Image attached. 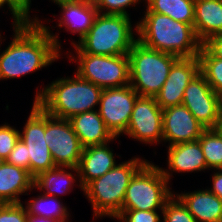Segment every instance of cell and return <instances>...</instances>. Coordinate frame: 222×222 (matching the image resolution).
<instances>
[{
	"label": "cell",
	"mask_w": 222,
	"mask_h": 222,
	"mask_svg": "<svg viewBox=\"0 0 222 222\" xmlns=\"http://www.w3.org/2000/svg\"><path fill=\"white\" fill-rule=\"evenodd\" d=\"M6 162L26 169L30 173V160L27 158V146L21 139L18 140L10 152Z\"/></svg>",
	"instance_id": "cell-33"
},
{
	"label": "cell",
	"mask_w": 222,
	"mask_h": 222,
	"mask_svg": "<svg viewBox=\"0 0 222 222\" xmlns=\"http://www.w3.org/2000/svg\"><path fill=\"white\" fill-rule=\"evenodd\" d=\"M219 128H220V130L222 131V119H221Z\"/></svg>",
	"instance_id": "cell-41"
},
{
	"label": "cell",
	"mask_w": 222,
	"mask_h": 222,
	"mask_svg": "<svg viewBox=\"0 0 222 222\" xmlns=\"http://www.w3.org/2000/svg\"><path fill=\"white\" fill-rule=\"evenodd\" d=\"M174 194L197 222H222V200L207 188Z\"/></svg>",
	"instance_id": "cell-20"
},
{
	"label": "cell",
	"mask_w": 222,
	"mask_h": 222,
	"mask_svg": "<svg viewBox=\"0 0 222 222\" xmlns=\"http://www.w3.org/2000/svg\"><path fill=\"white\" fill-rule=\"evenodd\" d=\"M147 161L145 158L132 157L83 188V194L91 203L95 219H102L103 216L114 219L120 213L131 178Z\"/></svg>",
	"instance_id": "cell-5"
},
{
	"label": "cell",
	"mask_w": 222,
	"mask_h": 222,
	"mask_svg": "<svg viewBox=\"0 0 222 222\" xmlns=\"http://www.w3.org/2000/svg\"><path fill=\"white\" fill-rule=\"evenodd\" d=\"M92 2L96 6L98 13L120 14L130 17L126 8L136 7L141 0H92Z\"/></svg>",
	"instance_id": "cell-29"
},
{
	"label": "cell",
	"mask_w": 222,
	"mask_h": 222,
	"mask_svg": "<svg viewBox=\"0 0 222 222\" xmlns=\"http://www.w3.org/2000/svg\"><path fill=\"white\" fill-rule=\"evenodd\" d=\"M193 27L202 44L222 34V0H195Z\"/></svg>",
	"instance_id": "cell-22"
},
{
	"label": "cell",
	"mask_w": 222,
	"mask_h": 222,
	"mask_svg": "<svg viewBox=\"0 0 222 222\" xmlns=\"http://www.w3.org/2000/svg\"><path fill=\"white\" fill-rule=\"evenodd\" d=\"M27 21H33L30 16L31 0H7Z\"/></svg>",
	"instance_id": "cell-35"
},
{
	"label": "cell",
	"mask_w": 222,
	"mask_h": 222,
	"mask_svg": "<svg viewBox=\"0 0 222 222\" xmlns=\"http://www.w3.org/2000/svg\"><path fill=\"white\" fill-rule=\"evenodd\" d=\"M44 135L56 166L78 168L84 147L68 119L45 112Z\"/></svg>",
	"instance_id": "cell-9"
},
{
	"label": "cell",
	"mask_w": 222,
	"mask_h": 222,
	"mask_svg": "<svg viewBox=\"0 0 222 222\" xmlns=\"http://www.w3.org/2000/svg\"><path fill=\"white\" fill-rule=\"evenodd\" d=\"M163 110L155 97L139 96L135 101L127 130L123 133L143 144L163 142Z\"/></svg>",
	"instance_id": "cell-12"
},
{
	"label": "cell",
	"mask_w": 222,
	"mask_h": 222,
	"mask_svg": "<svg viewBox=\"0 0 222 222\" xmlns=\"http://www.w3.org/2000/svg\"><path fill=\"white\" fill-rule=\"evenodd\" d=\"M159 212L162 214V210H120L114 219L119 222H162V215L158 214Z\"/></svg>",
	"instance_id": "cell-31"
},
{
	"label": "cell",
	"mask_w": 222,
	"mask_h": 222,
	"mask_svg": "<svg viewBox=\"0 0 222 222\" xmlns=\"http://www.w3.org/2000/svg\"><path fill=\"white\" fill-rule=\"evenodd\" d=\"M212 177V186L208 188L222 200V169H215ZM217 171V172H216Z\"/></svg>",
	"instance_id": "cell-36"
},
{
	"label": "cell",
	"mask_w": 222,
	"mask_h": 222,
	"mask_svg": "<svg viewBox=\"0 0 222 222\" xmlns=\"http://www.w3.org/2000/svg\"><path fill=\"white\" fill-rule=\"evenodd\" d=\"M129 16L98 13L87 34L80 41H72L75 52L117 56L125 55L137 41V25ZM136 33H134V32Z\"/></svg>",
	"instance_id": "cell-4"
},
{
	"label": "cell",
	"mask_w": 222,
	"mask_h": 222,
	"mask_svg": "<svg viewBox=\"0 0 222 222\" xmlns=\"http://www.w3.org/2000/svg\"><path fill=\"white\" fill-rule=\"evenodd\" d=\"M34 187V178L24 168L6 161L0 166V198L6 203H21L20 195H29Z\"/></svg>",
	"instance_id": "cell-21"
},
{
	"label": "cell",
	"mask_w": 222,
	"mask_h": 222,
	"mask_svg": "<svg viewBox=\"0 0 222 222\" xmlns=\"http://www.w3.org/2000/svg\"><path fill=\"white\" fill-rule=\"evenodd\" d=\"M102 88L77 73L62 77L37 90L33 102L53 117L69 119L73 115L98 110Z\"/></svg>",
	"instance_id": "cell-3"
},
{
	"label": "cell",
	"mask_w": 222,
	"mask_h": 222,
	"mask_svg": "<svg viewBox=\"0 0 222 222\" xmlns=\"http://www.w3.org/2000/svg\"><path fill=\"white\" fill-rule=\"evenodd\" d=\"M161 167L147 161L131 178L121 210H163L174 195Z\"/></svg>",
	"instance_id": "cell-7"
},
{
	"label": "cell",
	"mask_w": 222,
	"mask_h": 222,
	"mask_svg": "<svg viewBox=\"0 0 222 222\" xmlns=\"http://www.w3.org/2000/svg\"><path fill=\"white\" fill-rule=\"evenodd\" d=\"M130 86L141 97H155L164 85L177 56L148 48L138 40L128 52Z\"/></svg>",
	"instance_id": "cell-6"
},
{
	"label": "cell",
	"mask_w": 222,
	"mask_h": 222,
	"mask_svg": "<svg viewBox=\"0 0 222 222\" xmlns=\"http://www.w3.org/2000/svg\"><path fill=\"white\" fill-rule=\"evenodd\" d=\"M199 73L200 61L198 56L178 58L171 66L161 90L155 96L156 103L162 110L181 105L186 87Z\"/></svg>",
	"instance_id": "cell-14"
},
{
	"label": "cell",
	"mask_w": 222,
	"mask_h": 222,
	"mask_svg": "<svg viewBox=\"0 0 222 222\" xmlns=\"http://www.w3.org/2000/svg\"><path fill=\"white\" fill-rule=\"evenodd\" d=\"M162 218V222H197L175 194L166 202Z\"/></svg>",
	"instance_id": "cell-28"
},
{
	"label": "cell",
	"mask_w": 222,
	"mask_h": 222,
	"mask_svg": "<svg viewBox=\"0 0 222 222\" xmlns=\"http://www.w3.org/2000/svg\"><path fill=\"white\" fill-rule=\"evenodd\" d=\"M20 139V131L10 124L0 125V156L6 160Z\"/></svg>",
	"instance_id": "cell-30"
},
{
	"label": "cell",
	"mask_w": 222,
	"mask_h": 222,
	"mask_svg": "<svg viewBox=\"0 0 222 222\" xmlns=\"http://www.w3.org/2000/svg\"><path fill=\"white\" fill-rule=\"evenodd\" d=\"M27 222H58V221L28 214Z\"/></svg>",
	"instance_id": "cell-38"
},
{
	"label": "cell",
	"mask_w": 222,
	"mask_h": 222,
	"mask_svg": "<svg viewBox=\"0 0 222 222\" xmlns=\"http://www.w3.org/2000/svg\"><path fill=\"white\" fill-rule=\"evenodd\" d=\"M7 203L0 198V211L2 210V208L6 205Z\"/></svg>",
	"instance_id": "cell-39"
},
{
	"label": "cell",
	"mask_w": 222,
	"mask_h": 222,
	"mask_svg": "<svg viewBox=\"0 0 222 222\" xmlns=\"http://www.w3.org/2000/svg\"><path fill=\"white\" fill-rule=\"evenodd\" d=\"M61 200L54 196H47L45 194H37L36 198L28 200L26 209L29 215L40 216L58 222H68L70 212L68 207L63 205Z\"/></svg>",
	"instance_id": "cell-25"
},
{
	"label": "cell",
	"mask_w": 222,
	"mask_h": 222,
	"mask_svg": "<svg viewBox=\"0 0 222 222\" xmlns=\"http://www.w3.org/2000/svg\"><path fill=\"white\" fill-rule=\"evenodd\" d=\"M150 12L166 15L172 19L193 25L195 0H143Z\"/></svg>",
	"instance_id": "cell-24"
},
{
	"label": "cell",
	"mask_w": 222,
	"mask_h": 222,
	"mask_svg": "<svg viewBox=\"0 0 222 222\" xmlns=\"http://www.w3.org/2000/svg\"><path fill=\"white\" fill-rule=\"evenodd\" d=\"M38 18L35 16L33 21L13 25V40L0 52V80L28 75L51 66L62 57L59 34L55 35L50 27Z\"/></svg>",
	"instance_id": "cell-1"
},
{
	"label": "cell",
	"mask_w": 222,
	"mask_h": 222,
	"mask_svg": "<svg viewBox=\"0 0 222 222\" xmlns=\"http://www.w3.org/2000/svg\"><path fill=\"white\" fill-rule=\"evenodd\" d=\"M198 141L208 170L222 169V131L220 128L205 129Z\"/></svg>",
	"instance_id": "cell-26"
},
{
	"label": "cell",
	"mask_w": 222,
	"mask_h": 222,
	"mask_svg": "<svg viewBox=\"0 0 222 222\" xmlns=\"http://www.w3.org/2000/svg\"><path fill=\"white\" fill-rule=\"evenodd\" d=\"M109 143L92 145L83 149L78 166L80 184L77 186L80 187V190H83L89 182L103 176L117 165L114 157L115 153H113Z\"/></svg>",
	"instance_id": "cell-18"
},
{
	"label": "cell",
	"mask_w": 222,
	"mask_h": 222,
	"mask_svg": "<svg viewBox=\"0 0 222 222\" xmlns=\"http://www.w3.org/2000/svg\"><path fill=\"white\" fill-rule=\"evenodd\" d=\"M28 212L23 203H7L0 211V222H27Z\"/></svg>",
	"instance_id": "cell-32"
},
{
	"label": "cell",
	"mask_w": 222,
	"mask_h": 222,
	"mask_svg": "<svg viewBox=\"0 0 222 222\" xmlns=\"http://www.w3.org/2000/svg\"><path fill=\"white\" fill-rule=\"evenodd\" d=\"M200 73L211 88L222 96V59L215 58L203 45L198 54Z\"/></svg>",
	"instance_id": "cell-27"
},
{
	"label": "cell",
	"mask_w": 222,
	"mask_h": 222,
	"mask_svg": "<svg viewBox=\"0 0 222 222\" xmlns=\"http://www.w3.org/2000/svg\"><path fill=\"white\" fill-rule=\"evenodd\" d=\"M163 141L170 145L197 141L206 129L183 104L163 109Z\"/></svg>",
	"instance_id": "cell-15"
},
{
	"label": "cell",
	"mask_w": 222,
	"mask_h": 222,
	"mask_svg": "<svg viewBox=\"0 0 222 222\" xmlns=\"http://www.w3.org/2000/svg\"><path fill=\"white\" fill-rule=\"evenodd\" d=\"M139 94L130 86L102 90L98 112L111 133L118 137L127 130Z\"/></svg>",
	"instance_id": "cell-13"
},
{
	"label": "cell",
	"mask_w": 222,
	"mask_h": 222,
	"mask_svg": "<svg viewBox=\"0 0 222 222\" xmlns=\"http://www.w3.org/2000/svg\"><path fill=\"white\" fill-rule=\"evenodd\" d=\"M215 58L222 59V34L214 35L202 44Z\"/></svg>",
	"instance_id": "cell-34"
},
{
	"label": "cell",
	"mask_w": 222,
	"mask_h": 222,
	"mask_svg": "<svg viewBox=\"0 0 222 222\" xmlns=\"http://www.w3.org/2000/svg\"><path fill=\"white\" fill-rule=\"evenodd\" d=\"M6 160H4L1 156H0V166L5 162Z\"/></svg>",
	"instance_id": "cell-40"
},
{
	"label": "cell",
	"mask_w": 222,
	"mask_h": 222,
	"mask_svg": "<svg viewBox=\"0 0 222 222\" xmlns=\"http://www.w3.org/2000/svg\"><path fill=\"white\" fill-rule=\"evenodd\" d=\"M72 172H76V175ZM76 181H79L78 168L56 166L35 177L33 189L43 191L42 194L47 196L60 198L59 195L67 194L71 192V189L73 190Z\"/></svg>",
	"instance_id": "cell-23"
},
{
	"label": "cell",
	"mask_w": 222,
	"mask_h": 222,
	"mask_svg": "<svg viewBox=\"0 0 222 222\" xmlns=\"http://www.w3.org/2000/svg\"><path fill=\"white\" fill-rule=\"evenodd\" d=\"M20 131V139L27 146V158L30 160V175L35 178L40 173L56 167L49 150L45 133V111L33 102L30 115Z\"/></svg>",
	"instance_id": "cell-10"
},
{
	"label": "cell",
	"mask_w": 222,
	"mask_h": 222,
	"mask_svg": "<svg viewBox=\"0 0 222 222\" xmlns=\"http://www.w3.org/2000/svg\"><path fill=\"white\" fill-rule=\"evenodd\" d=\"M167 169L161 167L164 177L170 183L173 172L192 173L207 170L200 142H186L167 146Z\"/></svg>",
	"instance_id": "cell-17"
},
{
	"label": "cell",
	"mask_w": 222,
	"mask_h": 222,
	"mask_svg": "<svg viewBox=\"0 0 222 222\" xmlns=\"http://www.w3.org/2000/svg\"><path fill=\"white\" fill-rule=\"evenodd\" d=\"M135 23L137 40L144 46L183 57L198 56L202 43L196 36L193 25L176 21L169 16L150 12Z\"/></svg>",
	"instance_id": "cell-2"
},
{
	"label": "cell",
	"mask_w": 222,
	"mask_h": 222,
	"mask_svg": "<svg viewBox=\"0 0 222 222\" xmlns=\"http://www.w3.org/2000/svg\"><path fill=\"white\" fill-rule=\"evenodd\" d=\"M68 120L84 148L102 145L117 139L106 127L98 110L79 113Z\"/></svg>",
	"instance_id": "cell-19"
},
{
	"label": "cell",
	"mask_w": 222,
	"mask_h": 222,
	"mask_svg": "<svg viewBox=\"0 0 222 222\" xmlns=\"http://www.w3.org/2000/svg\"><path fill=\"white\" fill-rule=\"evenodd\" d=\"M52 2L61 8L58 28L64 27L70 33H77L80 41L87 34L98 14L92 0H54Z\"/></svg>",
	"instance_id": "cell-16"
},
{
	"label": "cell",
	"mask_w": 222,
	"mask_h": 222,
	"mask_svg": "<svg viewBox=\"0 0 222 222\" xmlns=\"http://www.w3.org/2000/svg\"><path fill=\"white\" fill-rule=\"evenodd\" d=\"M182 104L206 128H219L222 119V96L215 92L199 73L184 91Z\"/></svg>",
	"instance_id": "cell-11"
},
{
	"label": "cell",
	"mask_w": 222,
	"mask_h": 222,
	"mask_svg": "<svg viewBox=\"0 0 222 222\" xmlns=\"http://www.w3.org/2000/svg\"><path fill=\"white\" fill-rule=\"evenodd\" d=\"M68 54L71 62L77 63L76 72L102 89L119 88L130 84V60L128 54L107 56L75 52ZM71 55V56H69Z\"/></svg>",
	"instance_id": "cell-8"
},
{
	"label": "cell",
	"mask_w": 222,
	"mask_h": 222,
	"mask_svg": "<svg viewBox=\"0 0 222 222\" xmlns=\"http://www.w3.org/2000/svg\"><path fill=\"white\" fill-rule=\"evenodd\" d=\"M5 4L8 6L7 8L14 20L11 22L13 23L12 25H21L27 22V20L7 0H0V8H3Z\"/></svg>",
	"instance_id": "cell-37"
}]
</instances>
